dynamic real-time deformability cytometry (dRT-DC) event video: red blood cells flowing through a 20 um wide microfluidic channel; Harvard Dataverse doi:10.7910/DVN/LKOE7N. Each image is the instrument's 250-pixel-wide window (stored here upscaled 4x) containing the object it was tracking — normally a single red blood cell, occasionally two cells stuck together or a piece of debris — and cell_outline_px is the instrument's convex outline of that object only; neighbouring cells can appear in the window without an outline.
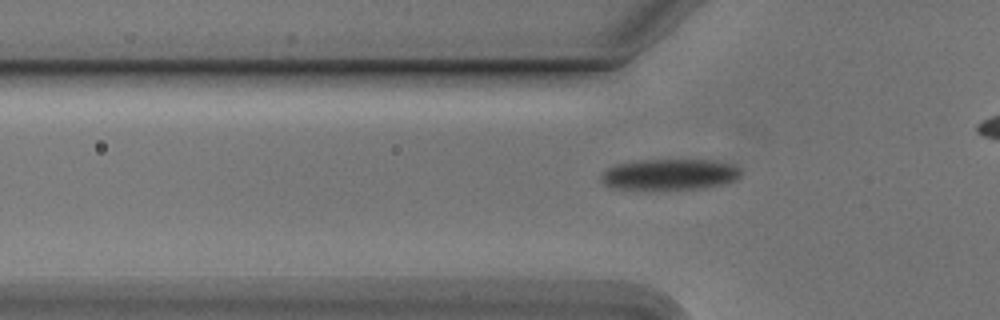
{"species": "Egyptian fruit bat (a non-hibernating species)", "species_latin": "Rousettus aegyptiacus", "temperature_condition": "cold", "stored_images_in_passage": 33, "camera_frame_rate_fps": 3000, "um_per_image_px": 0.085, "animal": {"sex": "male"}, "frame": {"image": 1, "passage_image": 6, "time_ms": 1.667, "image_size_px": [1000, 320], "cell_outline_px": [[740, 176], [736, 180], [724, 184], [704, 188], [656, 192], [608, 188], [600, 180], [600, 172], [616, 164], [644, 160], [716, 160], [732, 164], [740, 168]], "centroid_in_image_um": [56.86, 14.88], "position_along_channel_um": 68.9, "area_um2": 26.47}}
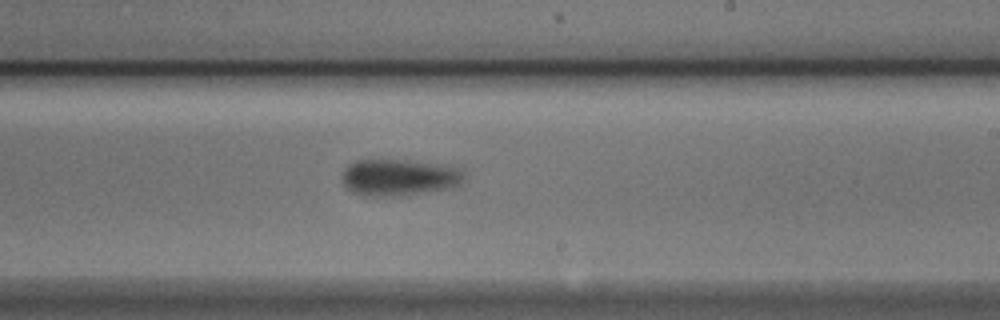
{"frame": {"image": 2, "passage_image": 21, "time_ms": 6.667, "image_size_px": [1000, 320], "cell_outline_px": [[464, 180], [456, 188], [408, 196], [364, 196], [352, 192], [344, 184], [340, 176], [344, 168], [348, 164], [356, 160], [400, 160], [436, 164], [464, 168]], "centroid_in_image_um": [33.96, 15.1], "position_along_channel_um": 255.0, "area_um2": 26.7}}
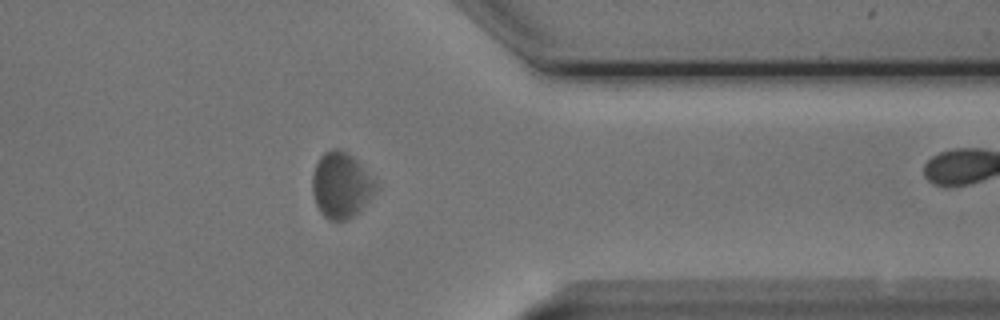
{"frame": {"image": 3, "passage_image": 32, "time_ms": 10.333, "image_size_px": [1000, 320], "cell_outline_px": [[372, 196], [348, 220], [328, 220], [320, 212], [316, 204], [312, 192], [312, 176], [316, 164], [320, 156], [324, 152], [332, 148], [336, 148], [352, 156], [356, 160], [372, 180]], "centroid_in_image_um": [28.89, 15.75], "position_along_channel_um": 382.5, "area_um2": 23.35}}